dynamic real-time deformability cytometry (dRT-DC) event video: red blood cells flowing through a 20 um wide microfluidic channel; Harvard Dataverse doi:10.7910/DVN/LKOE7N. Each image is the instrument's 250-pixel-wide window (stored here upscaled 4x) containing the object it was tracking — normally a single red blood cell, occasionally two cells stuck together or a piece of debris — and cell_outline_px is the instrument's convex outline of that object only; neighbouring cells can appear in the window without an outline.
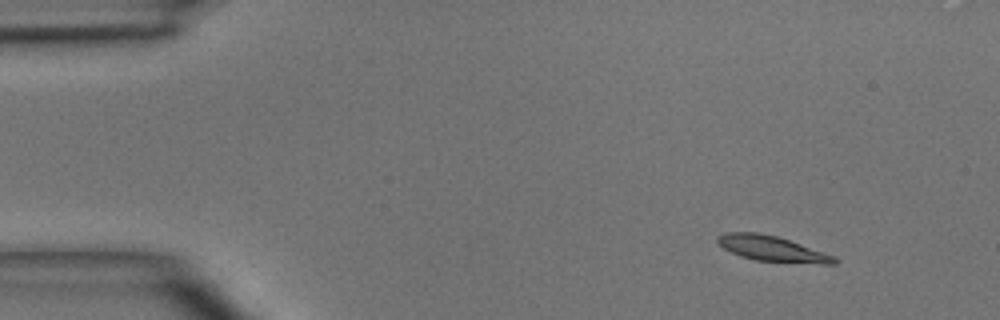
{"species": "common noctule bat (a hibernating species)", "species_latin": "Nyctalus noctula", "temperature_condition": "room temperature", "stored_images_in_passage": 4, "camera_frame_rate_fps": 3000, "um_per_image_px": 0.085, "animal": {"sex": "male", "body_mass_g": 15.6}, "frame": {"image": 1, "passage_image": 1, "time_ms": 0.0, "image_size_px": [1000, 320], "cell_outline_px": [[840, 260], [836, 264], [824, 264], [756, 260], [740, 256], [724, 248], [716, 240], [716, 236], [724, 232], [760, 232], [776, 236], [836, 256]], "centroid_in_image_um": [65.64, 21.13], "position_along_channel_um": 19.4, "area_um2": 17.22}}